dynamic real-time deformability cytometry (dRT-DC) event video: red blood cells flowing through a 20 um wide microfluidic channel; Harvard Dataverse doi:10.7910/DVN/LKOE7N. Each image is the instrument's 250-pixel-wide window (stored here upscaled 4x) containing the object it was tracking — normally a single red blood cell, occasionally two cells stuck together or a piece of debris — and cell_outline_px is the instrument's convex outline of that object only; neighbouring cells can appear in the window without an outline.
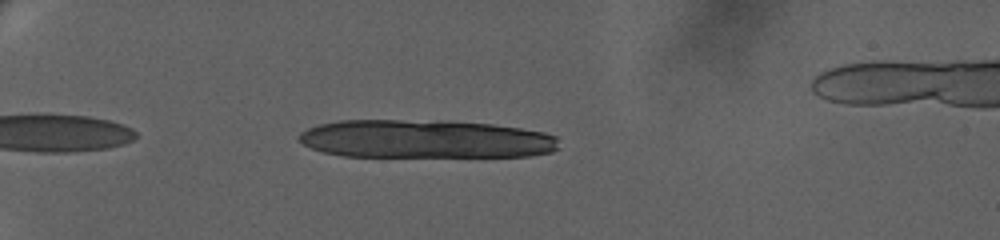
{"species": "human", "species_latin": "Homo sapiens", "temperature_condition": "warm", "stored_images_in_passage": 13, "camera_frame_rate_fps": 3000, "um_per_image_px": 0.085, "donor": {"sex": "female"}, "frame": {"image": 1, "passage_image": 6, "time_ms": 1.667, "image_size_px": [1000, 240], "cell_outline_px": [[560, 148], [552, 152], [528, 156], [344, 156], [324, 152], [312, 148], [304, 144], [296, 136], [300, 132], [308, 128], [320, 124], [340, 120], [448, 120], [492, 124], [520, 128], [544, 132], [556, 136]], "centroid_in_image_um": [36.18, 11.81], "position_along_channel_um": 48.8, "area_um2": 58.44}}